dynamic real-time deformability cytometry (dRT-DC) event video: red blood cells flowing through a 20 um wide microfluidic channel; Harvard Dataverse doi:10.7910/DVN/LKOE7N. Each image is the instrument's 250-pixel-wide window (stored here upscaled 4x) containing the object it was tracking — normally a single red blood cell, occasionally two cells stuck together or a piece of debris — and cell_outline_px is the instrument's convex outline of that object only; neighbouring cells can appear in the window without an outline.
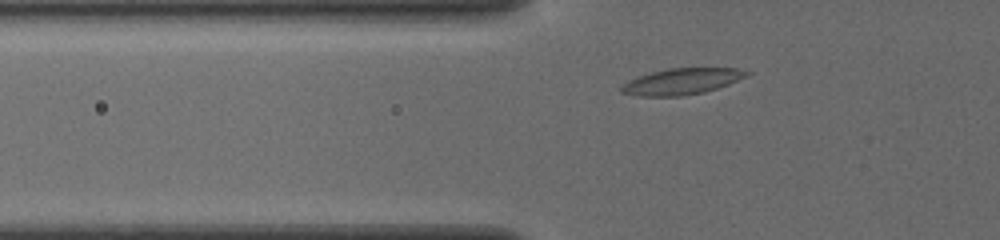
{"species": "common noctule bat (a hibernating species)", "species_latin": "Nyctalus noctula", "temperature_condition": "cold", "stored_images_in_passage": 39, "camera_frame_rate_fps": 3000, "um_per_image_px": 0.085, "animal": {"sex": "female", "body_mass_g": 19.5, "forearm_length_mm": 54.1}, "frame": {"image": 1, "passage_image": 4, "time_ms": 1.0, "image_size_px": [1000, 240], "cell_outline_px": [[752, 72], [748, 76], [728, 84], [704, 92], [680, 96], [640, 96], [620, 92], [620, 88], [628, 80], [636, 76], [668, 68], [736, 68]], "centroid_in_image_um": [57.94, 6.91], "position_along_channel_um": 67.9, "area_um2": 19.07}}
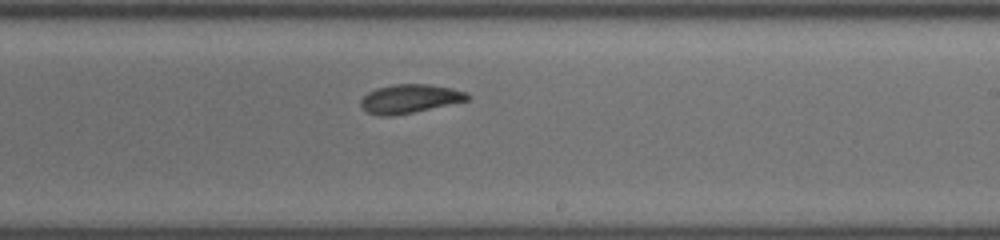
{"frame": {"image": 2, "passage_image": 19, "time_ms": 6.0, "image_size_px": [1000, 240], "cell_outline_px": [[472, 96], [468, 100], [412, 112], [388, 116], [380, 116], [368, 112], [360, 104], [360, 100], [368, 92], [376, 88], [392, 84], [428, 84], [452, 88], [468, 92]], "centroid_in_image_um": [34.84, 8.37], "position_along_channel_um": 254.2, "area_um2": 17.74}}
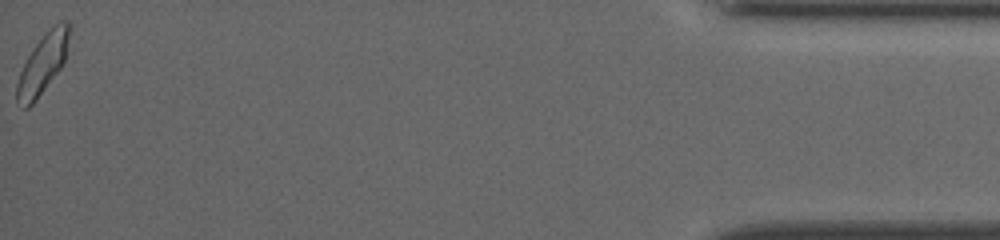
{"frame": {"image": 3, "passage_image": 39, "time_ms": 12.667, "image_size_px": [1000, 240], "cell_outline_px": [[72, 28], [64, 60], [60, 68], [36, 100], [28, 108], [24, 108], [16, 100], [16, 84], [20, 72], [32, 48], [44, 32], [48, 28], [60, 20], [68, 20], [72, 24]], "centroid_in_image_um": [3.66, 5.34], "position_along_channel_um": 431.5, "area_um2": 18.44}, "authors_computed_cell_mechanics": {"area_um2": 17.8602, "velocity_mm_per_s": 3.8424, "shape_relaxation_time_tau1_ms": 4.1927, "shape_relaxation_time_tau2_ms": 2.8195, "deformation_change_tau1": 0.125, "deformation_change_tau2": 0.0771}}